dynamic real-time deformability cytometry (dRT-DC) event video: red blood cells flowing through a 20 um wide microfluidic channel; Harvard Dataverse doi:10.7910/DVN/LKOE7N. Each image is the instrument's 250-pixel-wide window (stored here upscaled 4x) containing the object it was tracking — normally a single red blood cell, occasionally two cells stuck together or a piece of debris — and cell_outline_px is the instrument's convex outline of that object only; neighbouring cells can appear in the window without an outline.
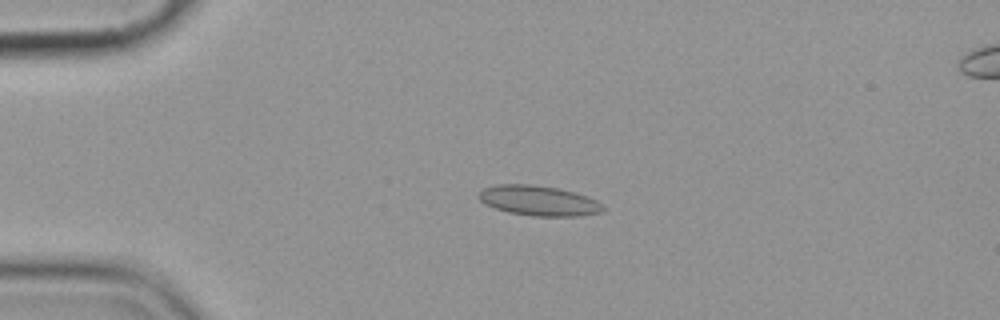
{"species": "common noctule bat (a hibernating species)", "species_latin": "Nyctalus noctula", "temperature_condition": "cold", "stored_images_in_passage": 5, "camera_frame_rate_fps": 3000, "um_per_image_px": 0.085, "animal": {"sex": "female", "body_mass_g": 19.9}, "frame": {"image": 1, "passage_image": 3, "time_ms": 2.333, "image_size_px": [1000, 320], "cell_outline_px": [[604, 212], [580, 216], [532, 216], [508, 212], [484, 204], [476, 196], [484, 188], [496, 184], [532, 184], [560, 188], [576, 192], [588, 196], [604, 204]], "centroid_in_image_um": [45.82, 17.05], "position_along_channel_um": 39.2, "area_um2": 22.14}}